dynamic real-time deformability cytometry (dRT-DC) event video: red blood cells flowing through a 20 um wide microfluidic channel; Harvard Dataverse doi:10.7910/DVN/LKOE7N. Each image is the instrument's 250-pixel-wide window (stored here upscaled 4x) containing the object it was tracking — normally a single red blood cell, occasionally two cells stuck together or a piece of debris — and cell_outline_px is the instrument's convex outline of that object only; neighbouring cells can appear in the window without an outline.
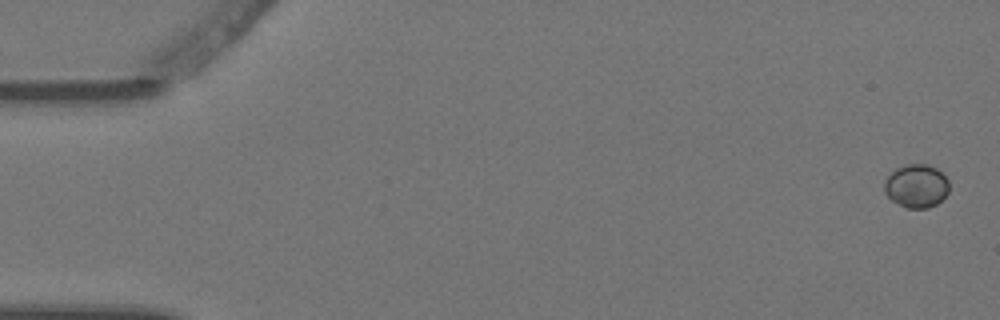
{"species": "Egyptian fruit bat (a non-hibernating species)", "species_latin": "Rousettus aegyptiacus", "temperature_condition": "warm", "stored_images_in_passage": 5, "camera_frame_rate_fps": 3000, "um_per_image_px": 0.085, "animal": {"sex": "female"}, "frame": {"image": 1, "passage_image": 1, "time_ms": 0.0, "image_size_px": [1000, 320], "cell_outline_px": [[948, 192], [936, 204], [928, 208], [908, 208], [892, 200], [884, 192], [884, 180], [896, 168], [904, 164], [928, 164], [936, 168], [948, 180]], "centroid_in_image_um": [77.87, 15.79], "position_along_channel_um": 7.1, "area_um2": 16.24}}
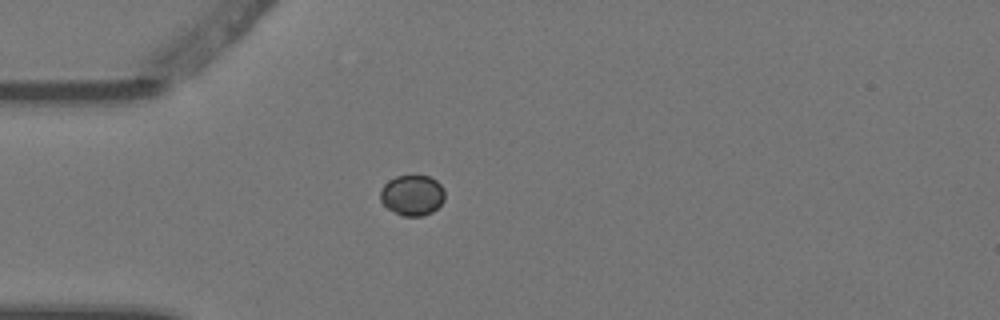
{"frame": {"image": 2, "passage_image": 5, "time_ms": 1.333, "image_size_px": [1000, 320], "cell_outline_px": [[444, 200], [432, 212], [420, 216], [400, 216], [388, 208], [380, 200], [380, 192], [384, 184], [388, 180], [396, 176], [428, 176], [436, 180], [444, 188]], "centroid_in_image_um": [35.03, 16.59], "position_along_channel_um": 50.0, "area_um2": 15.2}}